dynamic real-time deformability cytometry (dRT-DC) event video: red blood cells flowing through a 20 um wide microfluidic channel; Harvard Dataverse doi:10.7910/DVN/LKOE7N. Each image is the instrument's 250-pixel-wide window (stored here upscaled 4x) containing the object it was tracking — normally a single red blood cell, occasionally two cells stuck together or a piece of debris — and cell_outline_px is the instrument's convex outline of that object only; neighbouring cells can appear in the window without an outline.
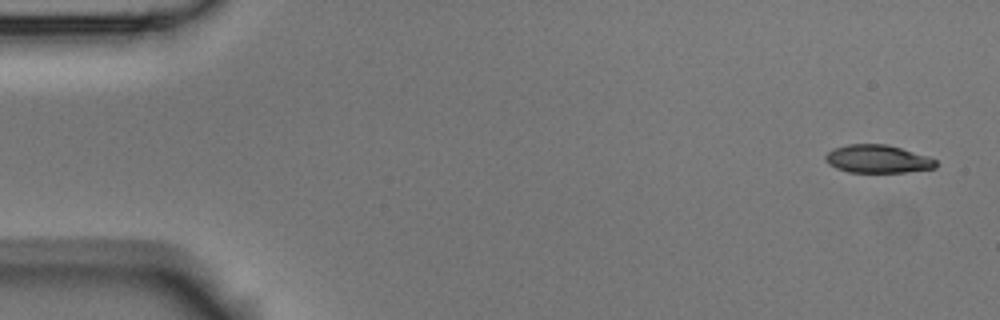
{"species": "Egyptian fruit bat (a non-hibernating species)", "species_latin": "Rousettus aegyptiacus", "temperature_condition": "room temperature", "stored_images_in_passage": 5, "camera_frame_rate_fps": 3000, "um_per_image_px": 0.085, "animal": {"sex": "male"}, "frame": {"image": 1, "passage_image": 1, "time_ms": 0.0, "image_size_px": [1000, 320], "cell_outline_px": [[936, 168], [904, 172], [848, 172], [836, 168], [828, 164], [824, 160], [824, 156], [832, 148], [848, 144], [884, 144], [900, 148], [928, 156], [936, 160]], "centroid_in_image_um": [74.56, 13.51], "position_along_channel_um": 10.4, "area_um2": 18.03}}
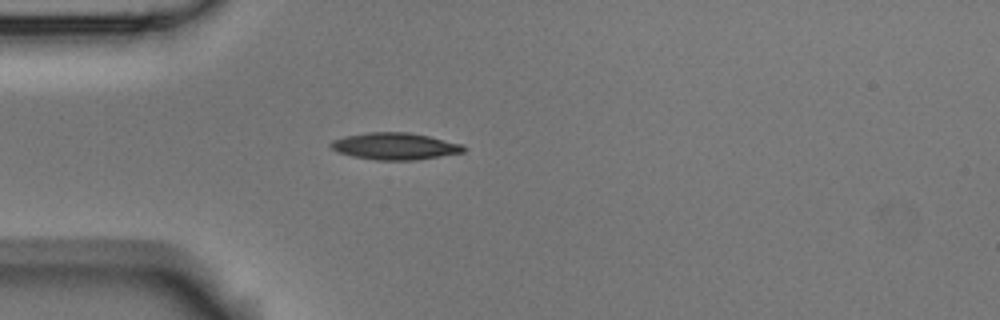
{"frame": {"image": 2, "passage_image": 5, "time_ms": 4.333, "image_size_px": [1000, 320], "cell_outline_px": [[468, 148], [464, 152], [440, 156], [412, 160], [376, 160], [352, 156], [340, 152], [332, 148], [328, 144], [332, 140], [344, 136], [368, 132], [408, 132], [428, 136], [460, 144]], "centroid_in_image_um": [33.54, 12.42], "position_along_channel_um": 51.5, "area_um2": 20.63}}